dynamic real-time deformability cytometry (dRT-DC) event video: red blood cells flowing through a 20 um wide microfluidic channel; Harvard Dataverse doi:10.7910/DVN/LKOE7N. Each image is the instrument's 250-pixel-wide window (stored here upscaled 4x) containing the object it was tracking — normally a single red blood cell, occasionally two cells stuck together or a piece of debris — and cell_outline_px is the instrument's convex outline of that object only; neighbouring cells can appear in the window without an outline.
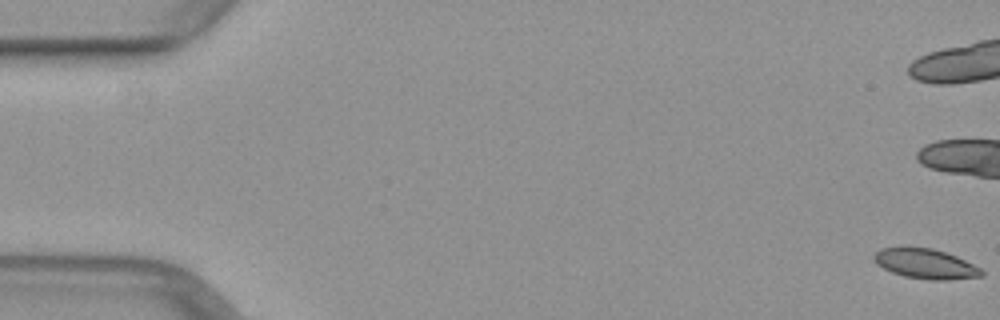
{"species": "common noctule bat (a hibernating species)", "species_latin": "Nyctalus noctula", "temperature_condition": "warm", "stored_images_in_passage": 52, "camera_frame_rate_fps": 3000, "um_per_image_px": 0.085, "animal": {"sex": "female", "body_mass_g": 29.2, "forearm_length_mm": 56.3}, "frame": {"image": 1, "passage_image": 1, "time_ms": 0.0, "image_size_px": [1000, 320], "cell_outline_px": [[984, 276], [948, 280], [932, 280], [904, 276], [892, 272], [876, 264], [872, 260], [872, 256], [880, 248], [932, 248], [956, 256], [980, 268], [984, 272]], "centroid_in_image_um": [78.66, 22.43], "position_along_channel_um": 6.3, "area_um2": 18.55}}